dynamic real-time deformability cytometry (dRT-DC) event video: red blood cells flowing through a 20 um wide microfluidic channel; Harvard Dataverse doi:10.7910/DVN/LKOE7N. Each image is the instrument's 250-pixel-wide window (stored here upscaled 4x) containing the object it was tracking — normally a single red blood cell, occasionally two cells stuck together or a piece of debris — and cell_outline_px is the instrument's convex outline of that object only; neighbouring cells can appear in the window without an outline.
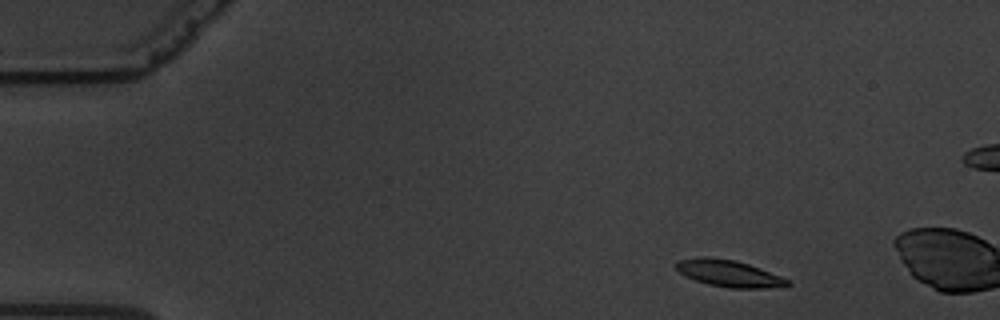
{"species": "common noctule bat (a hibernating species)", "species_latin": "Nyctalus noctula", "temperature_condition": "warm", "stored_images_in_passage": 15, "camera_frame_rate_fps": 3000, "um_per_image_px": 0.085, "animal": {"sex": "male", "body_mass_g": 19.5, "forearm_length_mm": 54.6}, "frame": {"image": 1, "passage_image": 5, "time_ms": 1.333, "image_size_px": [1000, 320], "cell_outline_px": [[792, 284], [764, 288], [728, 288], [708, 284], [684, 276], [676, 268], [676, 264], [680, 260], [700, 256], [708, 256], [736, 260], [760, 268], [792, 280]], "centroid_in_image_um": [61.97, 23.23], "position_along_channel_um": 23.0, "area_um2": 17.4}}